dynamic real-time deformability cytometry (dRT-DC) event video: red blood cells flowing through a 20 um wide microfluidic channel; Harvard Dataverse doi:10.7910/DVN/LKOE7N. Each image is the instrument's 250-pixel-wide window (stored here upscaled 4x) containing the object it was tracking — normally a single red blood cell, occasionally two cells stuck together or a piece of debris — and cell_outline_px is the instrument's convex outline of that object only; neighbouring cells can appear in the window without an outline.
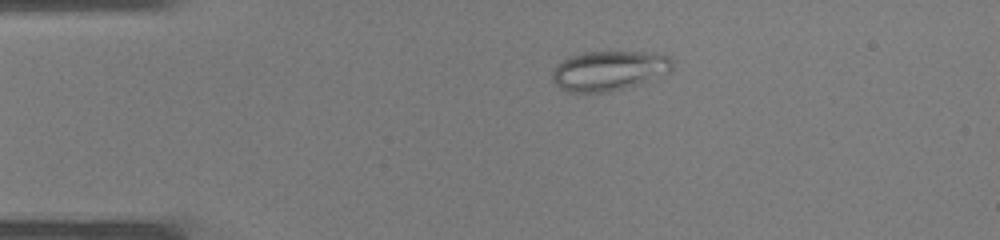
{"species": "common noctule bat (a hibernating species)", "species_latin": "Nyctalus noctula", "temperature_condition": "warm", "stored_images_in_passage": 30, "camera_frame_rate_fps": 3000, "um_per_image_px": 0.085, "animal": {"sex": "male", "body_mass_g": 19.0, "forearm_length_mm": 50.8}, "frame": {"image": 1, "passage_image": 1, "time_ms": 0.0, "image_size_px": [1000, 240], "cell_outline_px": [[672, 68], [668, 72], [636, 84], [608, 92], [572, 92], [560, 88], [552, 80], [552, 72], [556, 64], [568, 56], [584, 52], [644, 52], [668, 56], [672, 60]], "centroid_in_image_um": [51.69, 5.99], "position_along_channel_um": 33.3, "area_um2": 27.46}}
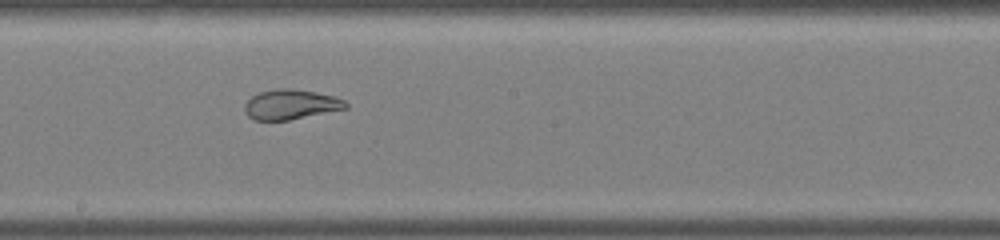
{"frame": {"image": 2, "passage_image": 14, "time_ms": 4.333, "image_size_px": [1000, 240], "cell_outline_px": [[348, 108], [288, 120], [252, 120], [244, 112], [244, 104], [252, 96], [260, 92], [280, 88], [292, 88], [316, 92], [332, 96], [344, 100], [348, 104]], "centroid_in_image_um": [24.69, 8.88], "position_along_channel_um": 223.5, "area_um2": 17.57}}
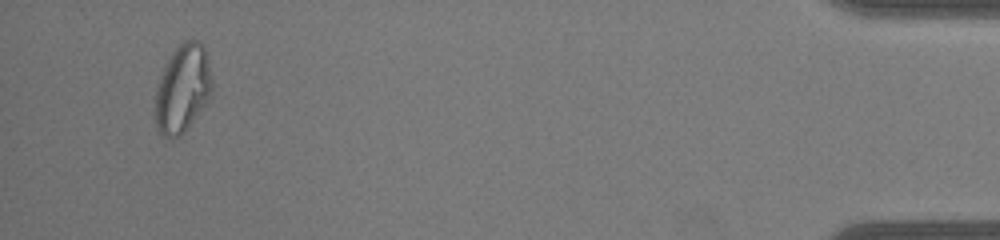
{"frame": {"image": 3, "passage_image": 29, "time_ms": 9.333, "image_size_px": [1000, 240], "cell_outline_px": [[212, 88], [208, 100], [184, 132], [180, 136], [172, 140], [164, 136], [156, 128], [156, 84], [172, 52], [184, 40], [196, 40], [204, 48], [208, 56], [212, 80]], "centroid_in_image_um": [15.52, 7.54], "position_along_channel_um": 419.7, "area_um2": 28.96}}